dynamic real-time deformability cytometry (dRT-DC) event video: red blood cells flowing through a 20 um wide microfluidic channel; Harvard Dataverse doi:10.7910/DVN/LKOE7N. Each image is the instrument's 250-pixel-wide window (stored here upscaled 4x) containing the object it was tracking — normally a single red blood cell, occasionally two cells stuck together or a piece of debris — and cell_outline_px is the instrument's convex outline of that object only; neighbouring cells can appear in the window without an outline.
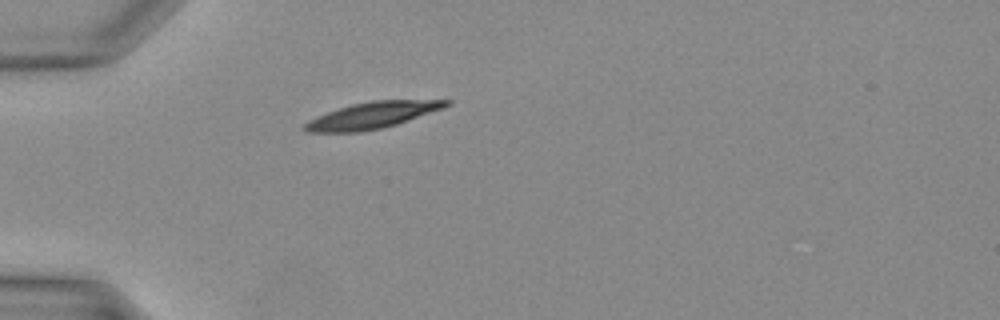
{"species": "Egyptian fruit bat (a non-hibernating species)", "species_latin": "Rousettus aegyptiacus", "temperature_condition": "warm", "stored_images_in_passage": 20, "camera_frame_rate_fps": 3000, "um_per_image_px": 0.085, "animal": {"sex": "female"}, "frame": {"image": 1, "passage_image": 1, "time_ms": 0.0, "image_size_px": [1000, 320], "cell_outline_px": [[452, 104], [444, 108], [396, 124], [380, 128], [360, 132], [304, 132], [300, 128], [308, 120], [328, 112], [352, 104], [372, 100], [452, 100]], "centroid_in_image_um": [31.63, 9.8], "position_along_channel_um": 53.4, "area_um2": 21.68}}
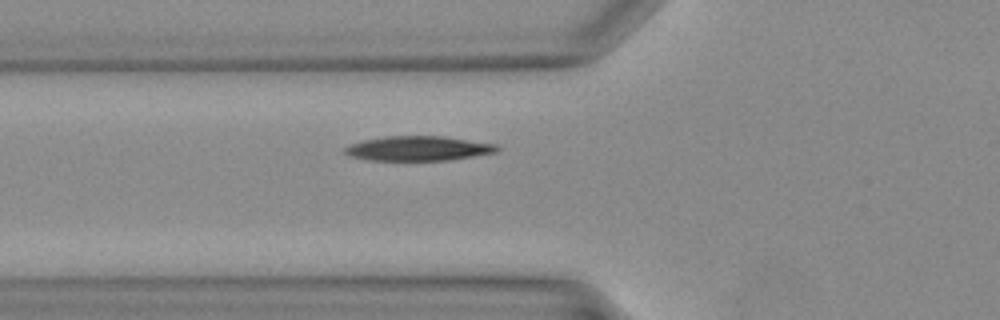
{"frame": {"image": 2, "passage_image": 4, "time_ms": 1.0, "image_size_px": [1000, 320], "cell_outline_px": [[500, 148], [496, 152], [448, 160], [368, 160], [348, 156], [344, 152], [344, 148], [352, 144], [364, 140], [388, 136], [444, 136], [496, 144]], "centroid_in_image_um": [35.54, 12.61], "position_along_channel_um": 90.3, "area_um2": 21.68}}
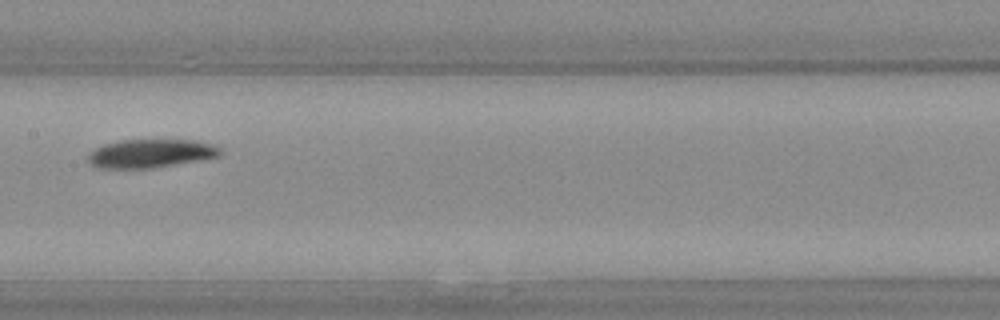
{"frame": {"image": 3, "passage_image": 10, "time_ms": 3.0, "image_size_px": [1000, 320], "cell_outline_px": [[224, 152], [220, 156], [200, 160], [152, 168], [100, 168], [92, 164], [88, 160], [88, 152], [104, 144], [120, 140], [196, 140], [216, 144]], "centroid_in_image_um": [12.86, 13.03], "position_along_channel_um": 194.5, "area_um2": 22.08}}